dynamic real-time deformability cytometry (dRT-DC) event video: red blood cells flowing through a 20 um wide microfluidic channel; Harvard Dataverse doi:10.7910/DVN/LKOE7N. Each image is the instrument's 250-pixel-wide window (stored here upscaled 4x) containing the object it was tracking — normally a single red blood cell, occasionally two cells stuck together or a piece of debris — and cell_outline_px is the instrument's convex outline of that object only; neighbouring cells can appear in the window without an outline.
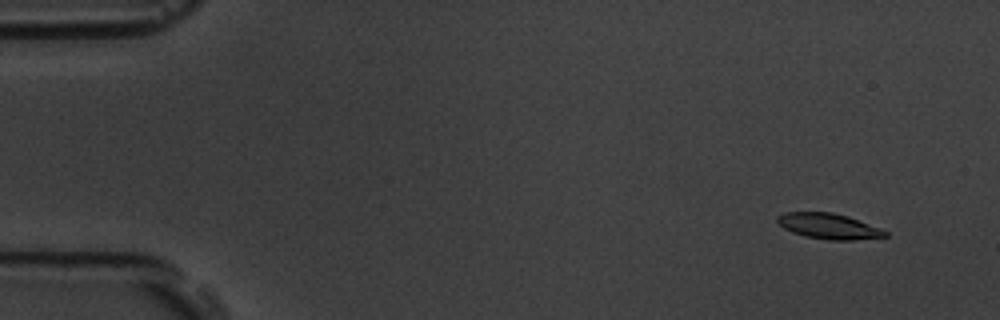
{"species": "common noctule bat (a hibernating species)", "species_latin": "Nyctalus noctula", "temperature_condition": "room temperature", "stored_images_in_passage": 57, "camera_frame_rate_fps": 3000, "um_per_image_px": 0.085, "animal": {"sex": "male", "body_mass_g": 19.5, "forearm_length_mm": 54.6}, "frame": {"image": 1, "passage_image": 5, "time_ms": 1.333, "image_size_px": [1000, 320], "cell_outline_px": [[888, 236], [852, 240], [828, 240], [804, 236], [792, 232], [784, 228], [776, 220], [776, 216], [784, 212], [832, 212], [848, 216], [880, 228], [888, 232]], "centroid_in_image_um": [70.42, 19.22], "position_along_channel_um": 14.6, "area_um2": 16.07}}
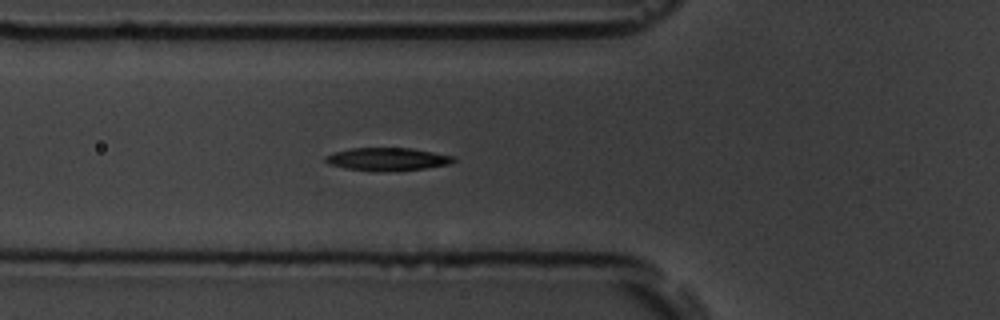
{"frame": {"image": 2, "passage_image": 21, "time_ms": 6.667, "image_size_px": [1000, 320], "cell_outline_px": [[456, 160], [452, 164], [424, 168], [344, 168], [328, 164], [324, 160], [324, 156], [332, 152], [352, 148], [412, 148], [456, 156]], "centroid_in_image_um": [32.96, 13.46], "position_along_channel_um": 92.8, "area_um2": 16.18}}
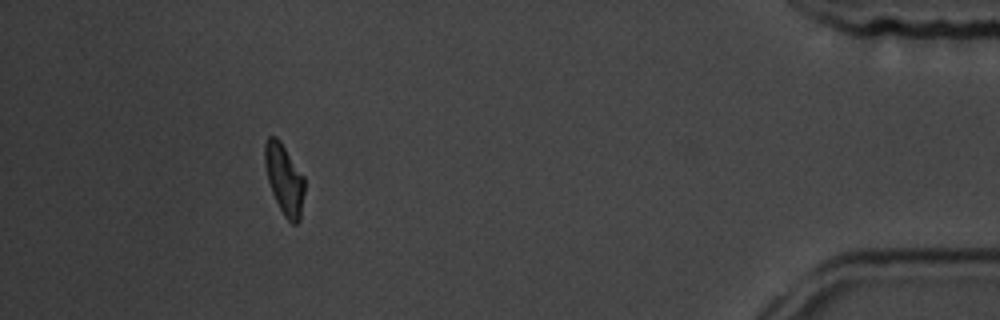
{"frame": {"image": 3, "passage_image": 52, "time_ms": 17.0, "image_size_px": [1000, 320], "cell_outline_px": [[304, 192], [300, 220], [296, 224], [292, 224], [284, 216], [272, 192], [268, 180], [264, 164], [264, 144], [268, 136], [276, 136], [280, 140], [304, 176]], "centroid_in_image_um": [24.16, 15.21], "position_along_channel_um": 411.0, "area_um2": 16.3}, "authors_computed_cell_mechanics": {"area_um2": 17.051, "velocity_mm_per_s": 3.6462, "shape_relaxation_time_tau1_ms": 2.2533, "shape_relaxation_time_tau2_ms": 5.738, "deformation_change_tau1": 0.1613, "deformation_change_tau2": 0.1048}}